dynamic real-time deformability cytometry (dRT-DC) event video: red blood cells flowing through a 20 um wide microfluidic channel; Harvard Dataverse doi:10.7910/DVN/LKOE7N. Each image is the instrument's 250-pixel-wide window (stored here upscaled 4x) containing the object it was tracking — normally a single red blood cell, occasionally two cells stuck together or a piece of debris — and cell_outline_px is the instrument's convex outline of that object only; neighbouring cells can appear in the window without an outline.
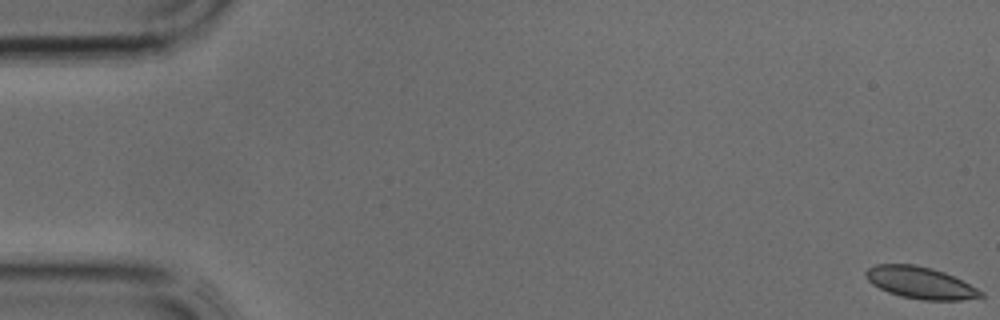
{"species": "common noctule bat (a hibernating species)", "species_latin": "Nyctalus noctula", "temperature_condition": "cold", "stored_images_in_passage": 25, "camera_frame_rate_fps": 3000, "um_per_image_px": 0.085, "animal": {"sex": "male", "body_mass_g": 17.9, "forearm_length_mm": 54.2}, "frame": {"image": 1, "passage_image": 1, "time_ms": 0.0, "image_size_px": [1000, 320], "cell_outline_px": [[984, 296], [960, 300], [920, 300], [900, 296], [888, 292], [872, 284], [864, 276], [864, 272], [868, 268], [876, 264], [916, 264], [932, 268], [944, 272], [984, 292]], "centroid_in_image_um": [78.18, 24.03], "position_along_channel_um": 6.8, "area_um2": 21.27}}
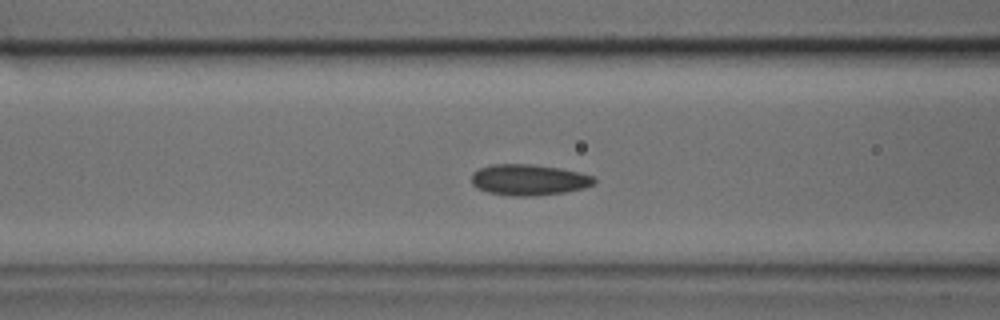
{"frame": {"image": 2, "passage_image": 16, "time_ms": 5.0, "image_size_px": [1000, 320], "cell_outline_px": [[596, 184], [584, 188], [564, 192], [532, 196], [512, 196], [488, 192], [476, 188], [472, 184], [472, 172], [480, 168], [492, 164], [532, 164], [560, 168], [580, 172], [596, 176]], "centroid_in_image_um": [44.98, 15.28], "position_along_channel_um": 121.6, "area_um2": 22.37}}
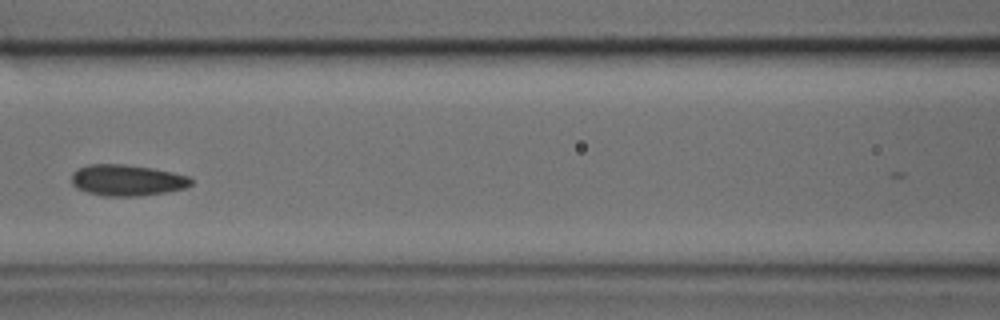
{"frame": {"image": 3, "passage_image": 18, "time_ms": 5.667, "image_size_px": [1000, 320], "cell_outline_px": [[192, 184], [184, 188], [164, 192], [140, 196], [104, 196], [88, 192], [76, 188], [72, 184], [72, 172], [88, 164], [124, 164], [152, 168], [192, 176]], "centroid_in_image_um": [10.81, 15.31], "position_along_channel_um": 155.8, "area_um2": 21.73}}